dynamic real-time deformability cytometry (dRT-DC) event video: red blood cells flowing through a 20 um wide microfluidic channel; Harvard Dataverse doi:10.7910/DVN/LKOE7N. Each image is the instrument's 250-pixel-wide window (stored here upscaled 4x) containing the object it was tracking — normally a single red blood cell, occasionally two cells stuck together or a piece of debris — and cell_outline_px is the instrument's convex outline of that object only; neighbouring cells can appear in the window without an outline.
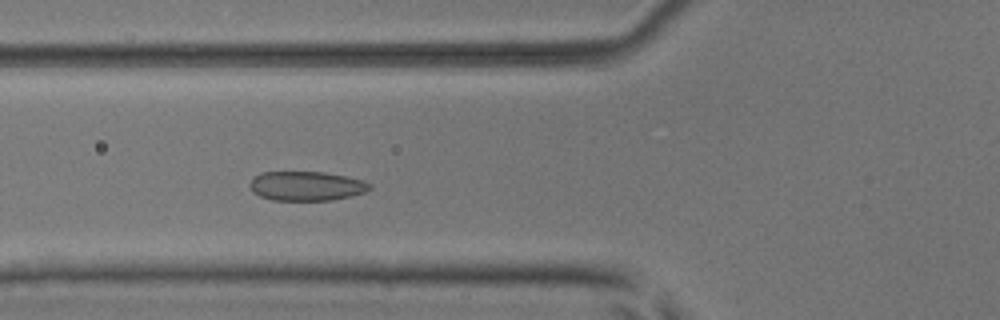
{"species": "common noctule bat (a hibernating species)", "species_latin": "Nyctalus noctula", "temperature_condition": "room temperature", "stored_images_in_passage": 14, "camera_frame_rate_fps": 3000, "um_per_image_px": 0.085, "animal": {"sex": "male", "body_mass_g": 17.9, "forearm_length_mm": 54.2}, "frame": {"image": 1, "passage_image": 7, "time_ms": 2.0, "image_size_px": [1000, 320], "cell_outline_px": [[372, 188], [364, 192], [352, 196], [332, 200], [272, 200], [260, 196], [252, 192], [248, 184], [260, 172], [324, 172], [364, 180], [372, 184]], "centroid_in_image_um": [26.05, 15.81], "position_along_channel_um": 99.7, "area_um2": 20.58}}
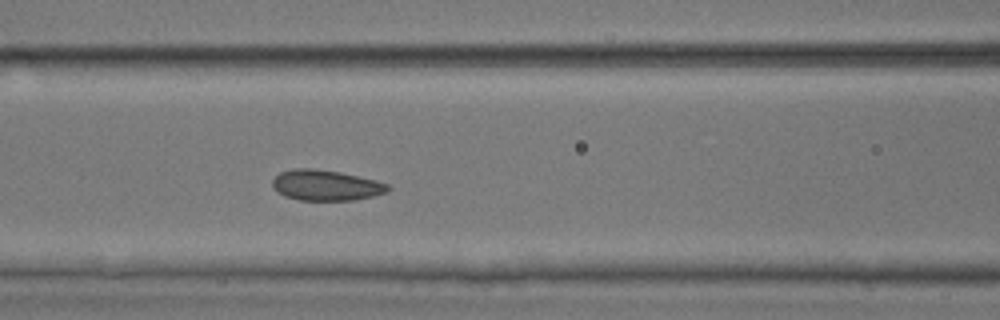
{"frame": {"image": 2, "passage_image": 10, "time_ms": 3.0, "image_size_px": [1000, 320], "cell_outline_px": [[392, 188], [388, 192], [372, 196], [352, 200], [300, 200], [284, 196], [272, 184], [272, 180], [280, 172], [296, 168], [312, 168], [340, 172], [376, 180], [388, 184]], "centroid_in_image_um": [27.74, 15.74], "position_along_channel_um": 138.9, "area_um2": 20.46}}